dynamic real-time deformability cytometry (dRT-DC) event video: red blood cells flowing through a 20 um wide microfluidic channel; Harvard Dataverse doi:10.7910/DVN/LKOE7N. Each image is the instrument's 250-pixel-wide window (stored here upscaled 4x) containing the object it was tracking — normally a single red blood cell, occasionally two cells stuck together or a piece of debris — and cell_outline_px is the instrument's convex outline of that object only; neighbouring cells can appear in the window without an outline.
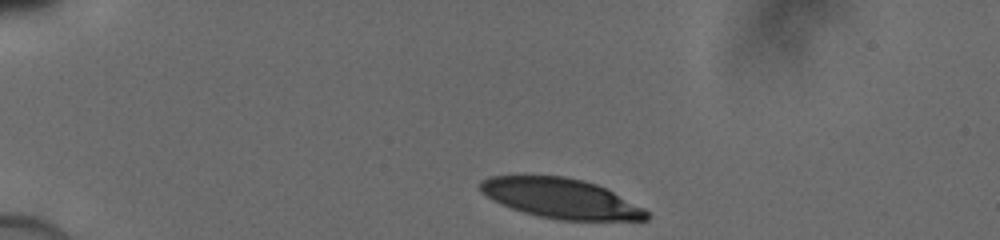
{"species": "human", "species_latin": "Homo sapiens", "temperature_condition": "cold", "stored_images_in_passage": 34, "camera_frame_rate_fps": 3000, "um_per_image_px": 0.085, "donor": {"sex": "male"}, "frame": {"image": 1, "passage_image": 1, "time_ms": 0.0, "image_size_px": [1000, 240], "cell_outline_px": [[648, 220], [560, 220], [540, 216], [524, 212], [500, 204], [492, 200], [480, 192], [480, 180], [488, 176], [564, 176], [584, 180], [596, 184], [644, 208], [648, 212]], "centroid_in_image_um": [47.63, 16.86], "position_along_channel_um": 37.4, "area_um2": 38.38}}
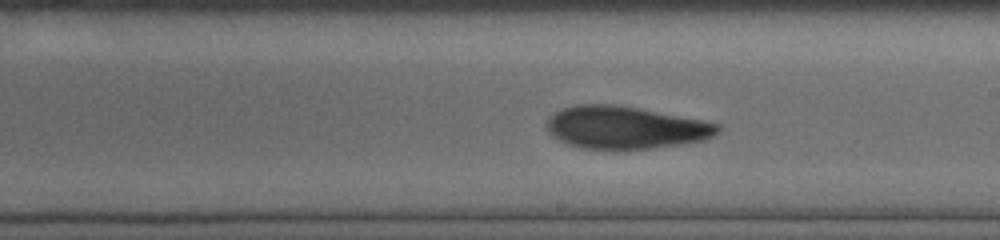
{"frame": {"image": 2, "passage_image": 20, "time_ms": 6.333, "image_size_px": [1000, 240], "cell_outline_px": [[720, 132], [704, 140], [652, 148], [612, 152], [580, 148], [568, 144], [552, 136], [544, 128], [544, 124], [556, 112], [564, 108], [576, 104], [616, 104], [704, 120], [720, 124]], "centroid_in_image_um": [53.12, 10.87], "position_along_channel_um": 235.9, "area_um2": 43.18}}
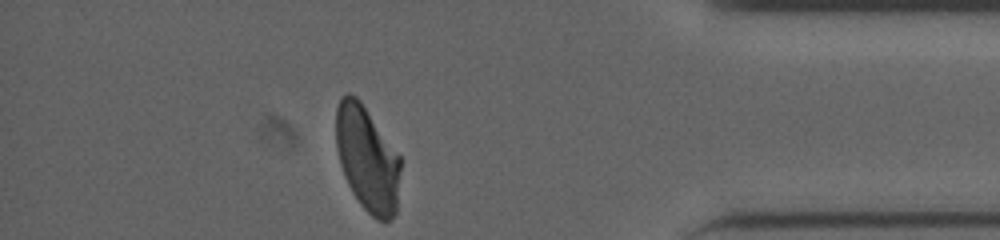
{"frame": {"image": 3, "passage_image": 34, "time_ms": 11.0, "image_size_px": [1000, 240], "cell_outline_px": [[400, 168], [396, 212], [392, 220], [376, 220], [360, 204], [352, 192], [344, 176], [340, 164], [336, 148], [336, 108], [340, 100], [348, 92], [356, 96], [360, 100], [400, 156]], "centroid_in_image_um": [31.2, 13.51], "position_along_channel_um": 404.0, "area_um2": 39.36}}